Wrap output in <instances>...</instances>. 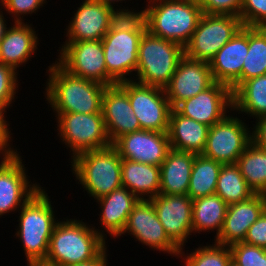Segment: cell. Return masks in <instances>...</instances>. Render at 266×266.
I'll use <instances>...</instances> for the list:
<instances>
[{
  "mask_svg": "<svg viewBox=\"0 0 266 266\" xmlns=\"http://www.w3.org/2000/svg\"><path fill=\"white\" fill-rule=\"evenodd\" d=\"M264 74H266V28L248 27V54L242 66L241 84Z\"/></svg>",
  "mask_w": 266,
  "mask_h": 266,
  "instance_id": "obj_33",
  "label": "cell"
},
{
  "mask_svg": "<svg viewBox=\"0 0 266 266\" xmlns=\"http://www.w3.org/2000/svg\"><path fill=\"white\" fill-rule=\"evenodd\" d=\"M17 75L18 72L14 68L0 63V110L4 114L14 101L18 90Z\"/></svg>",
  "mask_w": 266,
  "mask_h": 266,
  "instance_id": "obj_36",
  "label": "cell"
},
{
  "mask_svg": "<svg viewBox=\"0 0 266 266\" xmlns=\"http://www.w3.org/2000/svg\"><path fill=\"white\" fill-rule=\"evenodd\" d=\"M209 126L179 114L172 108L169 117L170 148L200 155L206 147Z\"/></svg>",
  "mask_w": 266,
  "mask_h": 266,
  "instance_id": "obj_24",
  "label": "cell"
},
{
  "mask_svg": "<svg viewBox=\"0 0 266 266\" xmlns=\"http://www.w3.org/2000/svg\"><path fill=\"white\" fill-rule=\"evenodd\" d=\"M228 108L233 111V92L228 85L215 82L205 91L180 102L174 109L185 117L211 127L227 116Z\"/></svg>",
  "mask_w": 266,
  "mask_h": 266,
  "instance_id": "obj_17",
  "label": "cell"
},
{
  "mask_svg": "<svg viewBox=\"0 0 266 266\" xmlns=\"http://www.w3.org/2000/svg\"><path fill=\"white\" fill-rule=\"evenodd\" d=\"M103 4H105L106 6H109L111 8H114V4L115 2H119V1H125V0H97ZM113 3V4H112Z\"/></svg>",
  "mask_w": 266,
  "mask_h": 266,
  "instance_id": "obj_46",
  "label": "cell"
},
{
  "mask_svg": "<svg viewBox=\"0 0 266 266\" xmlns=\"http://www.w3.org/2000/svg\"><path fill=\"white\" fill-rule=\"evenodd\" d=\"M48 194L41 187L19 209L16 237L22 243L27 264L43 263L49 250L50 238L58 223Z\"/></svg>",
  "mask_w": 266,
  "mask_h": 266,
  "instance_id": "obj_5",
  "label": "cell"
},
{
  "mask_svg": "<svg viewBox=\"0 0 266 266\" xmlns=\"http://www.w3.org/2000/svg\"><path fill=\"white\" fill-rule=\"evenodd\" d=\"M48 67L45 97L55 113H102L105 85L73 76L56 61Z\"/></svg>",
  "mask_w": 266,
  "mask_h": 266,
  "instance_id": "obj_2",
  "label": "cell"
},
{
  "mask_svg": "<svg viewBox=\"0 0 266 266\" xmlns=\"http://www.w3.org/2000/svg\"><path fill=\"white\" fill-rule=\"evenodd\" d=\"M10 146V143H0V156H7L8 154L16 151V149H13V147Z\"/></svg>",
  "mask_w": 266,
  "mask_h": 266,
  "instance_id": "obj_44",
  "label": "cell"
},
{
  "mask_svg": "<svg viewBox=\"0 0 266 266\" xmlns=\"http://www.w3.org/2000/svg\"><path fill=\"white\" fill-rule=\"evenodd\" d=\"M196 154L170 149L160 165V194L187 195Z\"/></svg>",
  "mask_w": 266,
  "mask_h": 266,
  "instance_id": "obj_26",
  "label": "cell"
},
{
  "mask_svg": "<svg viewBox=\"0 0 266 266\" xmlns=\"http://www.w3.org/2000/svg\"><path fill=\"white\" fill-rule=\"evenodd\" d=\"M266 209L263 194H255L251 198L228 205L223 227L215 243L230 246L243 242L249 227L260 217Z\"/></svg>",
  "mask_w": 266,
  "mask_h": 266,
  "instance_id": "obj_22",
  "label": "cell"
},
{
  "mask_svg": "<svg viewBox=\"0 0 266 266\" xmlns=\"http://www.w3.org/2000/svg\"><path fill=\"white\" fill-rule=\"evenodd\" d=\"M255 119L266 115V74L244 81L233 92V111Z\"/></svg>",
  "mask_w": 266,
  "mask_h": 266,
  "instance_id": "obj_29",
  "label": "cell"
},
{
  "mask_svg": "<svg viewBox=\"0 0 266 266\" xmlns=\"http://www.w3.org/2000/svg\"><path fill=\"white\" fill-rule=\"evenodd\" d=\"M243 242L266 249V209L249 227Z\"/></svg>",
  "mask_w": 266,
  "mask_h": 266,
  "instance_id": "obj_40",
  "label": "cell"
},
{
  "mask_svg": "<svg viewBox=\"0 0 266 266\" xmlns=\"http://www.w3.org/2000/svg\"><path fill=\"white\" fill-rule=\"evenodd\" d=\"M239 17L246 27L266 28V0H243Z\"/></svg>",
  "mask_w": 266,
  "mask_h": 266,
  "instance_id": "obj_37",
  "label": "cell"
},
{
  "mask_svg": "<svg viewBox=\"0 0 266 266\" xmlns=\"http://www.w3.org/2000/svg\"><path fill=\"white\" fill-rule=\"evenodd\" d=\"M240 118L227 115L209 127L205 150L202 155L221 164L236 163L252 141L251 131Z\"/></svg>",
  "mask_w": 266,
  "mask_h": 266,
  "instance_id": "obj_12",
  "label": "cell"
},
{
  "mask_svg": "<svg viewBox=\"0 0 266 266\" xmlns=\"http://www.w3.org/2000/svg\"><path fill=\"white\" fill-rule=\"evenodd\" d=\"M124 233L135 236L136 241L154 248V251H164L176 257L180 255L181 249L168 237L151 200L139 199L134 205L122 234Z\"/></svg>",
  "mask_w": 266,
  "mask_h": 266,
  "instance_id": "obj_15",
  "label": "cell"
},
{
  "mask_svg": "<svg viewBox=\"0 0 266 266\" xmlns=\"http://www.w3.org/2000/svg\"><path fill=\"white\" fill-rule=\"evenodd\" d=\"M122 159L160 166L170 148L167 132L139 130L122 135L112 144Z\"/></svg>",
  "mask_w": 266,
  "mask_h": 266,
  "instance_id": "obj_19",
  "label": "cell"
},
{
  "mask_svg": "<svg viewBox=\"0 0 266 266\" xmlns=\"http://www.w3.org/2000/svg\"><path fill=\"white\" fill-rule=\"evenodd\" d=\"M146 30L141 14L120 15L102 39L107 73L117 82L136 72L139 41Z\"/></svg>",
  "mask_w": 266,
  "mask_h": 266,
  "instance_id": "obj_3",
  "label": "cell"
},
{
  "mask_svg": "<svg viewBox=\"0 0 266 266\" xmlns=\"http://www.w3.org/2000/svg\"><path fill=\"white\" fill-rule=\"evenodd\" d=\"M256 121L251 132L252 142L266 150V115L257 118Z\"/></svg>",
  "mask_w": 266,
  "mask_h": 266,
  "instance_id": "obj_41",
  "label": "cell"
},
{
  "mask_svg": "<svg viewBox=\"0 0 266 266\" xmlns=\"http://www.w3.org/2000/svg\"><path fill=\"white\" fill-rule=\"evenodd\" d=\"M127 94L141 130L168 132L172 110L165 90L135 80L117 83Z\"/></svg>",
  "mask_w": 266,
  "mask_h": 266,
  "instance_id": "obj_11",
  "label": "cell"
},
{
  "mask_svg": "<svg viewBox=\"0 0 266 266\" xmlns=\"http://www.w3.org/2000/svg\"><path fill=\"white\" fill-rule=\"evenodd\" d=\"M59 48L56 62L69 74L105 86L117 84L107 73L102 40L65 42Z\"/></svg>",
  "mask_w": 266,
  "mask_h": 266,
  "instance_id": "obj_10",
  "label": "cell"
},
{
  "mask_svg": "<svg viewBox=\"0 0 266 266\" xmlns=\"http://www.w3.org/2000/svg\"><path fill=\"white\" fill-rule=\"evenodd\" d=\"M243 0H198L202 12L212 15L240 16Z\"/></svg>",
  "mask_w": 266,
  "mask_h": 266,
  "instance_id": "obj_38",
  "label": "cell"
},
{
  "mask_svg": "<svg viewBox=\"0 0 266 266\" xmlns=\"http://www.w3.org/2000/svg\"><path fill=\"white\" fill-rule=\"evenodd\" d=\"M215 194L219 195L227 205L245 201L255 195L236 163L222 164Z\"/></svg>",
  "mask_w": 266,
  "mask_h": 266,
  "instance_id": "obj_32",
  "label": "cell"
},
{
  "mask_svg": "<svg viewBox=\"0 0 266 266\" xmlns=\"http://www.w3.org/2000/svg\"><path fill=\"white\" fill-rule=\"evenodd\" d=\"M107 248L94 260H90L83 263H78L70 266H107Z\"/></svg>",
  "mask_w": 266,
  "mask_h": 266,
  "instance_id": "obj_43",
  "label": "cell"
},
{
  "mask_svg": "<svg viewBox=\"0 0 266 266\" xmlns=\"http://www.w3.org/2000/svg\"><path fill=\"white\" fill-rule=\"evenodd\" d=\"M4 116V113L0 110V143H9L11 142L12 134H10L9 124Z\"/></svg>",
  "mask_w": 266,
  "mask_h": 266,
  "instance_id": "obj_42",
  "label": "cell"
},
{
  "mask_svg": "<svg viewBox=\"0 0 266 266\" xmlns=\"http://www.w3.org/2000/svg\"><path fill=\"white\" fill-rule=\"evenodd\" d=\"M183 257L185 266H229L232 253L229 246L214 245L199 246L189 255Z\"/></svg>",
  "mask_w": 266,
  "mask_h": 266,
  "instance_id": "obj_34",
  "label": "cell"
},
{
  "mask_svg": "<svg viewBox=\"0 0 266 266\" xmlns=\"http://www.w3.org/2000/svg\"><path fill=\"white\" fill-rule=\"evenodd\" d=\"M82 220L58 221L50 238L43 263L70 266L96 259L107 247L104 230L95 229Z\"/></svg>",
  "mask_w": 266,
  "mask_h": 266,
  "instance_id": "obj_1",
  "label": "cell"
},
{
  "mask_svg": "<svg viewBox=\"0 0 266 266\" xmlns=\"http://www.w3.org/2000/svg\"><path fill=\"white\" fill-rule=\"evenodd\" d=\"M115 9L97 0H84L66 28L68 39L65 42L102 40L120 15L141 13L126 8Z\"/></svg>",
  "mask_w": 266,
  "mask_h": 266,
  "instance_id": "obj_13",
  "label": "cell"
},
{
  "mask_svg": "<svg viewBox=\"0 0 266 266\" xmlns=\"http://www.w3.org/2000/svg\"><path fill=\"white\" fill-rule=\"evenodd\" d=\"M221 167L222 164L213 159L196 155L187 195L193 200L215 194Z\"/></svg>",
  "mask_w": 266,
  "mask_h": 266,
  "instance_id": "obj_31",
  "label": "cell"
},
{
  "mask_svg": "<svg viewBox=\"0 0 266 266\" xmlns=\"http://www.w3.org/2000/svg\"><path fill=\"white\" fill-rule=\"evenodd\" d=\"M121 178L122 186L138 199L150 200L159 194L160 166L122 159Z\"/></svg>",
  "mask_w": 266,
  "mask_h": 266,
  "instance_id": "obj_27",
  "label": "cell"
},
{
  "mask_svg": "<svg viewBox=\"0 0 266 266\" xmlns=\"http://www.w3.org/2000/svg\"><path fill=\"white\" fill-rule=\"evenodd\" d=\"M102 114L112 144L124 134L141 130L128 94L118 84L106 86L102 98Z\"/></svg>",
  "mask_w": 266,
  "mask_h": 266,
  "instance_id": "obj_21",
  "label": "cell"
},
{
  "mask_svg": "<svg viewBox=\"0 0 266 266\" xmlns=\"http://www.w3.org/2000/svg\"><path fill=\"white\" fill-rule=\"evenodd\" d=\"M248 54V27L243 26L209 62L215 82L234 92L241 85L242 66Z\"/></svg>",
  "mask_w": 266,
  "mask_h": 266,
  "instance_id": "obj_20",
  "label": "cell"
},
{
  "mask_svg": "<svg viewBox=\"0 0 266 266\" xmlns=\"http://www.w3.org/2000/svg\"><path fill=\"white\" fill-rule=\"evenodd\" d=\"M0 10H2V8H0ZM2 11H0V41L3 39L6 31H7V28L6 27V20L4 19L5 17L3 16V12L1 13Z\"/></svg>",
  "mask_w": 266,
  "mask_h": 266,
  "instance_id": "obj_45",
  "label": "cell"
},
{
  "mask_svg": "<svg viewBox=\"0 0 266 266\" xmlns=\"http://www.w3.org/2000/svg\"><path fill=\"white\" fill-rule=\"evenodd\" d=\"M243 26L240 17L203 13L189 42L184 46V55L209 63Z\"/></svg>",
  "mask_w": 266,
  "mask_h": 266,
  "instance_id": "obj_9",
  "label": "cell"
},
{
  "mask_svg": "<svg viewBox=\"0 0 266 266\" xmlns=\"http://www.w3.org/2000/svg\"><path fill=\"white\" fill-rule=\"evenodd\" d=\"M139 199L127 188L121 186L110 194L97 199L101 205L100 224L113 237L122 235L134 205Z\"/></svg>",
  "mask_w": 266,
  "mask_h": 266,
  "instance_id": "obj_25",
  "label": "cell"
},
{
  "mask_svg": "<svg viewBox=\"0 0 266 266\" xmlns=\"http://www.w3.org/2000/svg\"><path fill=\"white\" fill-rule=\"evenodd\" d=\"M214 83L208 62L184 55L164 90L171 107L175 108L180 102L205 91Z\"/></svg>",
  "mask_w": 266,
  "mask_h": 266,
  "instance_id": "obj_18",
  "label": "cell"
},
{
  "mask_svg": "<svg viewBox=\"0 0 266 266\" xmlns=\"http://www.w3.org/2000/svg\"><path fill=\"white\" fill-rule=\"evenodd\" d=\"M1 159L0 217L5 213L19 210L41 188L40 184H34V182L32 184L29 181L17 150L2 156Z\"/></svg>",
  "mask_w": 266,
  "mask_h": 266,
  "instance_id": "obj_14",
  "label": "cell"
},
{
  "mask_svg": "<svg viewBox=\"0 0 266 266\" xmlns=\"http://www.w3.org/2000/svg\"><path fill=\"white\" fill-rule=\"evenodd\" d=\"M232 260L239 266H266V249L237 242L229 246Z\"/></svg>",
  "mask_w": 266,
  "mask_h": 266,
  "instance_id": "obj_35",
  "label": "cell"
},
{
  "mask_svg": "<svg viewBox=\"0 0 266 266\" xmlns=\"http://www.w3.org/2000/svg\"><path fill=\"white\" fill-rule=\"evenodd\" d=\"M183 56L184 47L181 44L162 39L145 30L139 41L137 79L134 80L164 89Z\"/></svg>",
  "mask_w": 266,
  "mask_h": 266,
  "instance_id": "obj_7",
  "label": "cell"
},
{
  "mask_svg": "<svg viewBox=\"0 0 266 266\" xmlns=\"http://www.w3.org/2000/svg\"><path fill=\"white\" fill-rule=\"evenodd\" d=\"M71 163L76 180L96 200L122 186V158L113 145L81 153Z\"/></svg>",
  "mask_w": 266,
  "mask_h": 266,
  "instance_id": "obj_6",
  "label": "cell"
},
{
  "mask_svg": "<svg viewBox=\"0 0 266 266\" xmlns=\"http://www.w3.org/2000/svg\"><path fill=\"white\" fill-rule=\"evenodd\" d=\"M236 164L254 193L263 194L266 191V150L251 141Z\"/></svg>",
  "mask_w": 266,
  "mask_h": 266,
  "instance_id": "obj_30",
  "label": "cell"
},
{
  "mask_svg": "<svg viewBox=\"0 0 266 266\" xmlns=\"http://www.w3.org/2000/svg\"><path fill=\"white\" fill-rule=\"evenodd\" d=\"M36 31L24 22H14L8 27L0 41V63L10 66L17 71L20 65L28 62L35 54L39 44Z\"/></svg>",
  "mask_w": 266,
  "mask_h": 266,
  "instance_id": "obj_23",
  "label": "cell"
},
{
  "mask_svg": "<svg viewBox=\"0 0 266 266\" xmlns=\"http://www.w3.org/2000/svg\"><path fill=\"white\" fill-rule=\"evenodd\" d=\"M229 266H239L236 262L233 260L230 261Z\"/></svg>",
  "mask_w": 266,
  "mask_h": 266,
  "instance_id": "obj_48",
  "label": "cell"
},
{
  "mask_svg": "<svg viewBox=\"0 0 266 266\" xmlns=\"http://www.w3.org/2000/svg\"><path fill=\"white\" fill-rule=\"evenodd\" d=\"M160 223L168 237L181 249L179 257L185 256L184 243L192 235V199L188 195L158 194L150 199ZM186 241V242H185Z\"/></svg>",
  "mask_w": 266,
  "mask_h": 266,
  "instance_id": "obj_16",
  "label": "cell"
},
{
  "mask_svg": "<svg viewBox=\"0 0 266 266\" xmlns=\"http://www.w3.org/2000/svg\"><path fill=\"white\" fill-rule=\"evenodd\" d=\"M227 203L217 194L199 197L192 201L193 233L216 230L217 237L223 227L227 213Z\"/></svg>",
  "mask_w": 266,
  "mask_h": 266,
  "instance_id": "obj_28",
  "label": "cell"
},
{
  "mask_svg": "<svg viewBox=\"0 0 266 266\" xmlns=\"http://www.w3.org/2000/svg\"><path fill=\"white\" fill-rule=\"evenodd\" d=\"M1 4L9 14L14 17V22H23V16L36 13L43 6L46 0H1ZM25 14V15H24ZM15 15V16H13ZM22 15V18L20 17Z\"/></svg>",
  "mask_w": 266,
  "mask_h": 266,
  "instance_id": "obj_39",
  "label": "cell"
},
{
  "mask_svg": "<svg viewBox=\"0 0 266 266\" xmlns=\"http://www.w3.org/2000/svg\"><path fill=\"white\" fill-rule=\"evenodd\" d=\"M263 196L265 198V204H266V191L263 193Z\"/></svg>",
  "mask_w": 266,
  "mask_h": 266,
  "instance_id": "obj_49",
  "label": "cell"
},
{
  "mask_svg": "<svg viewBox=\"0 0 266 266\" xmlns=\"http://www.w3.org/2000/svg\"><path fill=\"white\" fill-rule=\"evenodd\" d=\"M148 3L140 13L146 30L184 47L203 15L198 0H149Z\"/></svg>",
  "mask_w": 266,
  "mask_h": 266,
  "instance_id": "obj_4",
  "label": "cell"
},
{
  "mask_svg": "<svg viewBox=\"0 0 266 266\" xmlns=\"http://www.w3.org/2000/svg\"><path fill=\"white\" fill-rule=\"evenodd\" d=\"M27 266H51V265H47L45 263H32V264H27Z\"/></svg>",
  "mask_w": 266,
  "mask_h": 266,
  "instance_id": "obj_47",
  "label": "cell"
},
{
  "mask_svg": "<svg viewBox=\"0 0 266 266\" xmlns=\"http://www.w3.org/2000/svg\"><path fill=\"white\" fill-rule=\"evenodd\" d=\"M58 135L71 150L74 159L77 155L112 145L102 113H56Z\"/></svg>",
  "mask_w": 266,
  "mask_h": 266,
  "instance_id": "obj_8",
  "label": "cell"
}]
</instances>
